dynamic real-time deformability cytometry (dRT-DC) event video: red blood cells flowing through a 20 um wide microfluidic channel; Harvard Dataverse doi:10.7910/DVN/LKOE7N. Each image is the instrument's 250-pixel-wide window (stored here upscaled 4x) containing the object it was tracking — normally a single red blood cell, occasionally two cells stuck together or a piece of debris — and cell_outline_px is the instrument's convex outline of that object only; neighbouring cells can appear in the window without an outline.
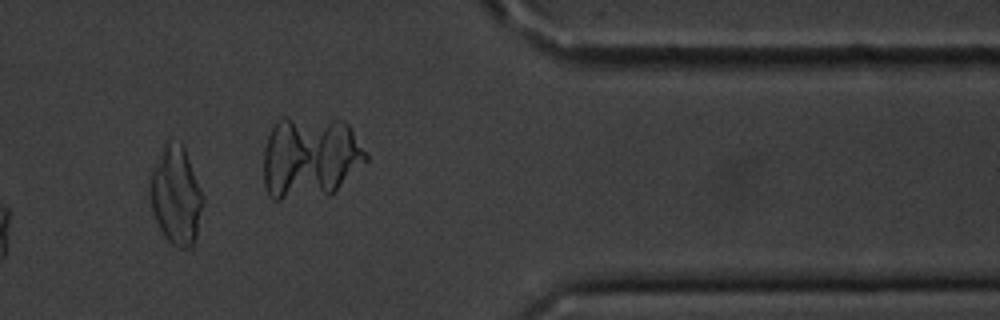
{"species": "common noctule bat (a hibernating species)", "species_latin": "Nyctalus noctula", "temperature_condition": "cold", "stored_images_in_passage": 13, "camera_frame_rate_fps": 3000, "um_per_image_px": 0.085, "animal": {"sex": "male", "body_mass_g": 20.1, "forearm_length_mm": 53.5}, "frame": {"image": 1, "passage_image": 10, "time_ms": 11.667, "image_size_px": [1000, 320], "cell_outline_px": [[204, 204], [196, 236], [192, 248], [176, 248], [164, 236], [156, 220], [152, 208], [148, 192], [152, 172], [164, 144], [168, 140], [180, 144], [184, 148], [204, 196]], "centroid_in_image_um": [14.97, 16.67], "position_along_channel_um": 396.4, "area_um2": 30.06}}